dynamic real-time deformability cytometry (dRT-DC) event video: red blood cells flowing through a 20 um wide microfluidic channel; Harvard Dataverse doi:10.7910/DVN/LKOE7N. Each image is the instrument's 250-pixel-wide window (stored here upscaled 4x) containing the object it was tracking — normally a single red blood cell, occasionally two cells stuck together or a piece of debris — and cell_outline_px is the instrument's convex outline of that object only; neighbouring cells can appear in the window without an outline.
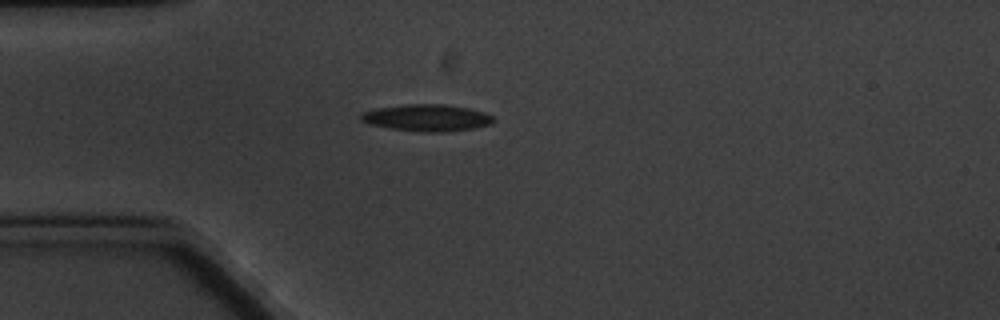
{"species": "common noctule bat (a hibernating species)", "species_latin": "Nyctalus noctula", "temperature_condition": "cold", "stored_images_in_passage": 1, "camera_frame_rate_fps": 3000, "um_per_image_px": 0.085, "animal": {"sex": "male", "body_mass_g": 20.1, "forearm_length_mm": 53.5}, "frame": {"image": 1, "passage_image": 1, "time_ms": 0.0, "image_size_px": [1000, 320], "cell_outline_px": [[496, 120], [492, 124], [472, 128], [444, 132], [424, 132], [392, 128], [372, 124], [360, 120], [360, 116], [364, 112], [376, 108], [404, 104], [444, 104], [472, 108], [484, 112], [492, 116]], "centroid_in_image_um": [36.34, 10.0], "position_along_channel_um": 48.7, "area_um2": 20.63}}